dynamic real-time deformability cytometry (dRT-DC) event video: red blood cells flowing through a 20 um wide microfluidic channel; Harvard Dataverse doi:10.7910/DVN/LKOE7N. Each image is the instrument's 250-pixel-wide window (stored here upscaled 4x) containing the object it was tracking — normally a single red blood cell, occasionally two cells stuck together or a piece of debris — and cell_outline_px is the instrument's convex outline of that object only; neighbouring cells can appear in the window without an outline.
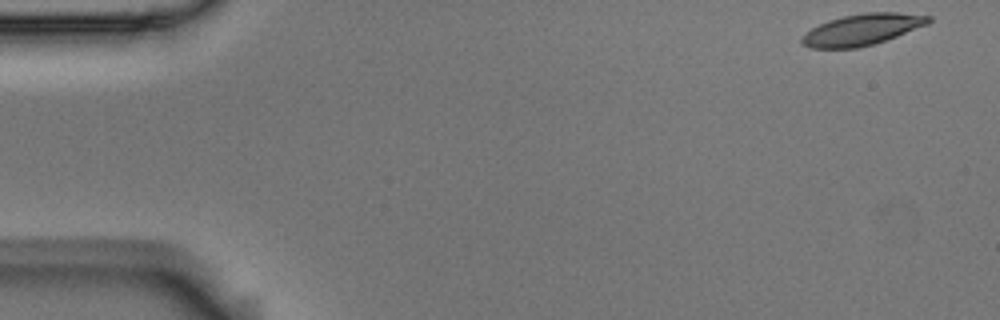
{"species": "Egyptian fruit bat (a non-hibernating species)", "species_latin": "Rousettus aegyptiacus", "temperature_condition": "room temperature", "stored_images_in_passage": 7, "camera_frame_rate_fps": 3000, "um_per_image_px": 0.085, "animal": {"sex": "male"}, "frame": {"image": 1, "passage_image": 1, "time_ms": 0.0, "image_size_px": [1000, 320], "cell_outline_px": [[932, 20], [928, 24], [896, 36], [872, 44], [856, 48], [812, 48], [804, 44], [800, 40], [800, 36], [812, 28], [828, 20], [844, 16], [864, 12], [896, 12], [932, 16]], "centroid_in_image_um": [73.28, 2.5], "position_along_channel_um": 11.7, "area_um2": 22.89}}
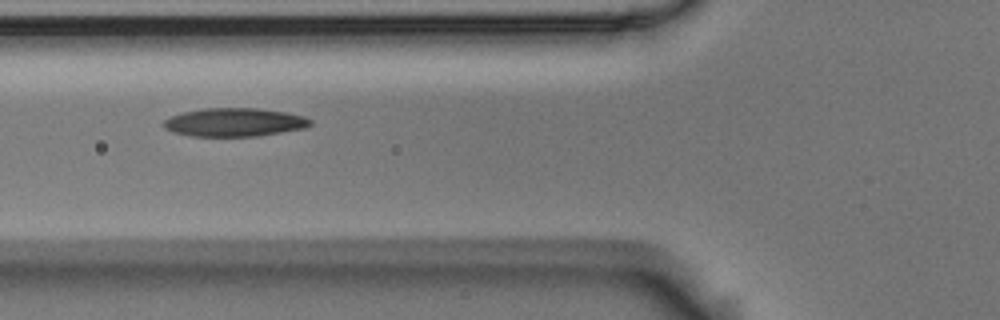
{"frame": {"image": 2, "passage_image": 5, "time_ms": 1.333, "image_size_px": [1000, 320], "cell_outline_px": [[312, 124], [304, 128], [256, 136], [192, 136], [172, 132], [164, 128], [164, 120], [172, 116], [184, 112], [204, 108], [260, 108], [288, 112], [304, 116], [312, 120]], "centroid_in_image_um": [19.95, 10.38], "position_along_channel_um": 105.9, "area_um2": 24.28}}
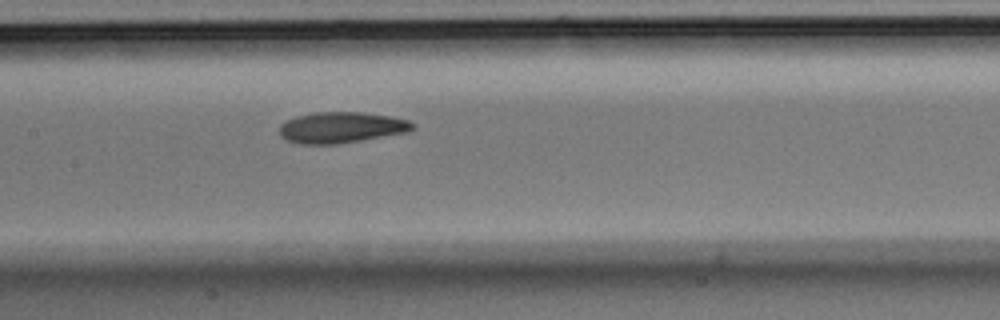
{"frame": {"image": 3, "passage_image": 7, "time_ms": 2.0, "image_size_px": [1000, 320], "cell_outline_px": [[416, 128], [408, 132], [336, 144], [300, 144], [288, 140], [280, 136], [280, 124], [296, 116], [316, 112], [364, 112], [392, 116], [408, 120], [416, 124]], "centroid_in_image_um": [29.05, 10.83], "position_along_channel_um": 178.3, "area_um2": 24.1}}